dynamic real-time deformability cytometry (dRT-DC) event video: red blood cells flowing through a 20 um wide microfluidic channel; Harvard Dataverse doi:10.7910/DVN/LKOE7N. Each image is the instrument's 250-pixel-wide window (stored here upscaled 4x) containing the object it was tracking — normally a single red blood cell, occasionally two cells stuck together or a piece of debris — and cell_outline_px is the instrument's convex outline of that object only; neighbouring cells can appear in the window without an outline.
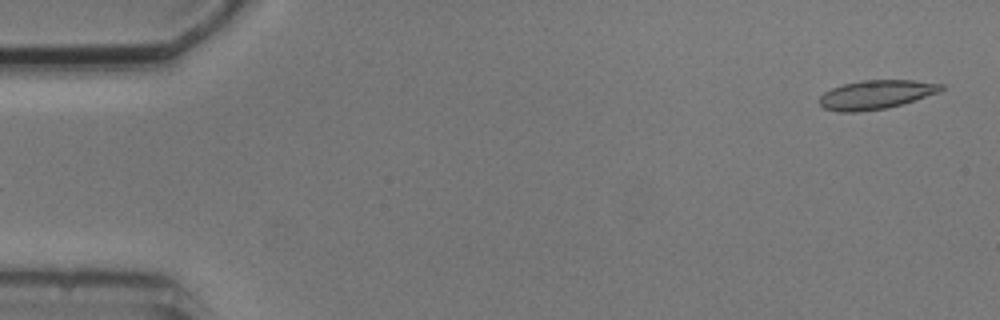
{"species": "common noctule bat (a hibernating species)", "species_latin": "Nyctalus noctula", "temperature_condition": "cold", "stored_images_in_passage": 6, "segment_of_instrument_passage": [2, 2], "camera_frame_rate_fps": 3000, "um_per_image_px": 0.085, "animal": {"sex": "male", "body_mass_g": 20.5, "forearm_length_mm": 52.5}, "frame": {"image": 1, "passage_image": 6, "time_ms": 5.667, "image_size_px": [1000, 320], "cell_outline_px": [[944, 88], [940, 92], [916, 100], [888, 108], [856, 112], [840, 112], [824, 108], [820, 104], [820, 96], [824, 92], [832, 88], [844, 84], [860, 80], [912, 80], [944, 84]], "centroid_in_image_um": [74.49, 8.04], "position_along_channel_um": 10.5, "area_um2": 20.58}}